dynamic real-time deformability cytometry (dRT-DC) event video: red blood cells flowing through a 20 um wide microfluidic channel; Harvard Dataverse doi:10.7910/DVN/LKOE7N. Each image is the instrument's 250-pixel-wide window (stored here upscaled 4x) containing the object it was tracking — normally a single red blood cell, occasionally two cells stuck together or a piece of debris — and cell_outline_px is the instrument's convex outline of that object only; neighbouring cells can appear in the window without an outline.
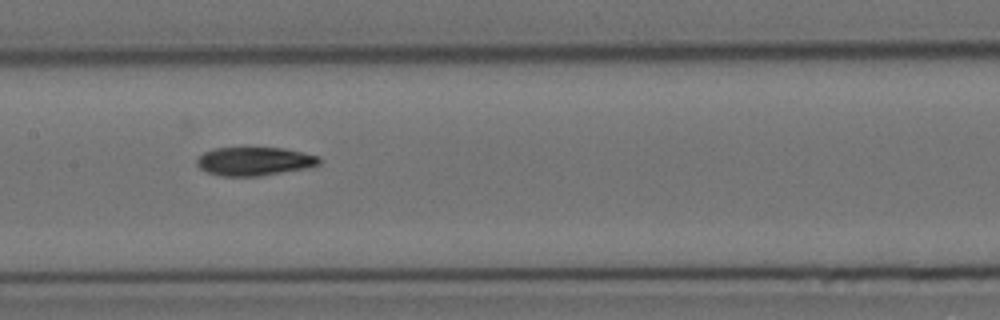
{"species": "Egyptian fruit bat (a non-hibernating species)", "species_latin": "Rousettus aegyptiacus", "temperature_condition": "cold", "stored_images_in_passage": 14, "camera_frame_rate_fps": 3000, "um_per_image_px": 0.085, "animal": {"sex": "female"}, "frame": {"image": 1, "passage_image": 7, "time_ms": 8.0, "image_size_px": [1000, 320], "cell_outline_px": [[320, 164], [308, 168], [260, 176], [220, 176], [208, 172], [200, 168], [196, 164], [196, 160], [204, 152], [212, 148], [284, 148], [304, 152], [320, 156]], "centroid_in_image_um": [21.65, 13.71], "position_along_channel_um": 185.8, "area_um2": 20.46}}
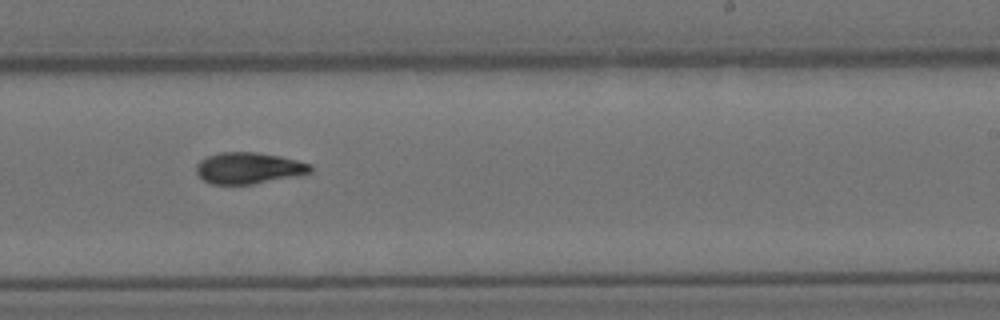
{"frame": {"image": 2, "passage_image": 9, "time_ms": 10.333, "image_size_px": [1000, 320], "cell_outline_px": [[312, 172], [296, 176], [252, 184], [212, 184], [204, 180], [196, 172], [196, 164], [200, 160], [208, 156], [220, 152], [256, 152], [280, 156], [312, 164]], "centroid_in_image_um": [21.14, 14.28], "position_along_channel_um": 267.9, "area_um2": 20.81}}
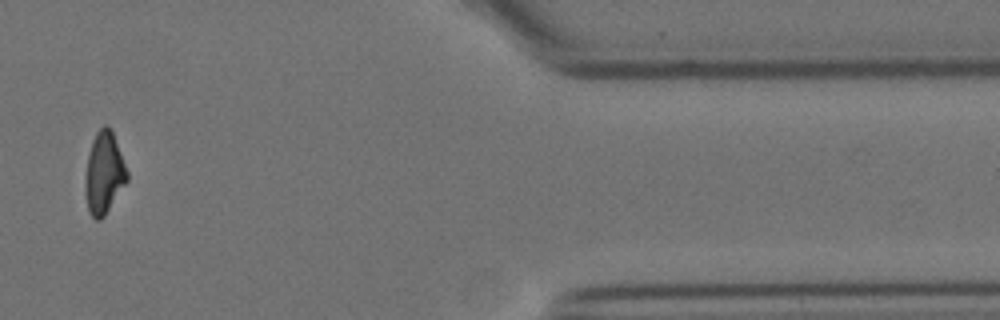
{"frame": {"image": 3, "passage_image": 13, "time_ms": 15.333, "image_size_px": [1000, 320], "cell_outline_px": [[128, 180], [104, 216], [100, 220], [96, 220], [88, 212], [84, 184], [88, 156], [92, 140], [96, 132], [104, 124], [112, 132], [128, 172]], "centroid_in_image_um": [8.83, 14.74], "position_along_channel_um": 402.6, "area_um2": 19.71}, "authors_computed_cell_mechanics": {"area_um2": 21.1259, "velocity_mm_per_s": 3.5298, "shape_relaxation_time_tau1_ms": null, "shape_relaxation_time_tau2_ms": 7.0558, "deformation_change_tau1": null, "deformation_change_tau2": 0.1223}}